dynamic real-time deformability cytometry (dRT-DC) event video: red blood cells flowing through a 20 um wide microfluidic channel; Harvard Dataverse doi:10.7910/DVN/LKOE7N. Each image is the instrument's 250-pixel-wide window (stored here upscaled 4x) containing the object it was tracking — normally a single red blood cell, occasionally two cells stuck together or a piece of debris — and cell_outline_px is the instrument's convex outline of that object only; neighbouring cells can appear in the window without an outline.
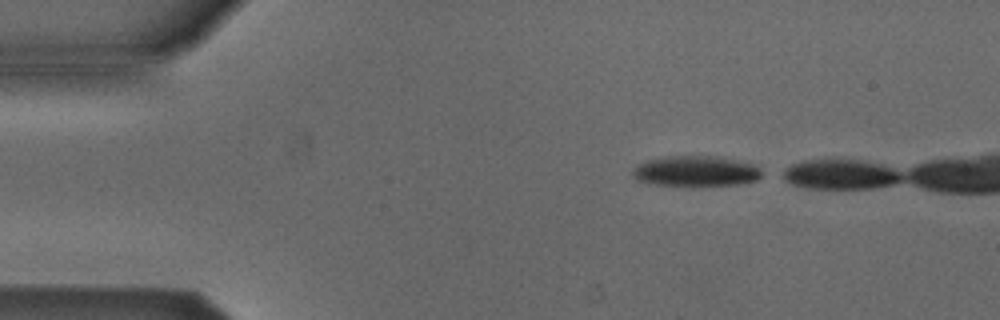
{"species": "Egyptian fruit bat (a non-hibernating species)", "species_latin": "Rousettus aegyptiacus", "temperature_condition": "cold", "stored_images_in_passage": 3, "camera_frame_rate_fps": 3000, "um_per_image_px": 0.085, "animal": {"sex": "male"}, "frame": {"image": 1, "passage_image": 1, "time_ms": 0.0, "image_size_px": [1000, 320], "cell_outline_px": [[760, 176], [756, 180], [744, 184], [692, 188], [656, 184], [636, 180], [632, 176], [632, 172], [640, 164], [648, 160], [668, 156], [716, 156], [752, 164], [760, 172]], "centroid_in_image_um": [59.13, 14.6], "position_along_channel_um": 25.9, "area_um2": 23.29}}